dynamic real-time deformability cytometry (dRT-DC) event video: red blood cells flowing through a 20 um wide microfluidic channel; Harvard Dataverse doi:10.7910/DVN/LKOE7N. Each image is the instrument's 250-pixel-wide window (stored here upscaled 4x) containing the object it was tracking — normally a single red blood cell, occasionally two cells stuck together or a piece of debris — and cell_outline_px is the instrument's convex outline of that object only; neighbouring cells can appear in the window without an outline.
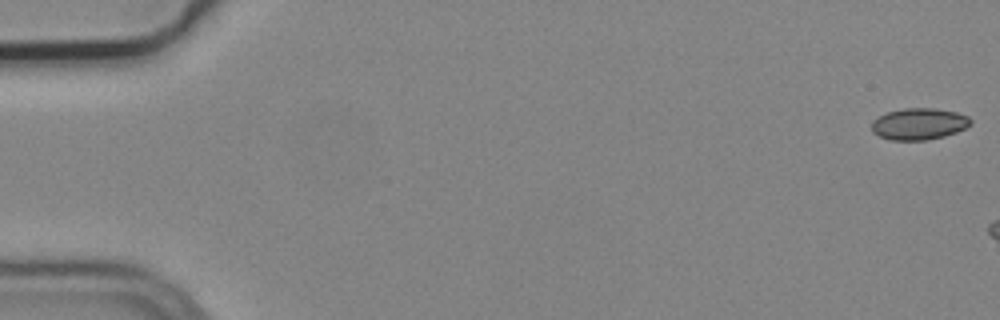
{"species": "common noctule bat (a hibernating species)", "species_latin": "Nyctalus noctula", "temperature_condition": "cold", "stored_images_in_passage": 4, "camera_frame_rate_fps": 3000, "um_per_image_px": 0.085, "animal": {"sex": "male", "body_mass_g": 19.2, "forearm_length_mm": 51.8}, "frame": {"image": 1, "passage_image": 1, "time_ms": 0.0, "image_size_px": [1000, 320], "cell_outline_px": [[972, 124], [956, 132], [944, 136], [924, 140], [888, 140], [872, 132], [872, 120], [888, 112], [904, 108], [936, 108], [956, 112], [968, 116], [972, 120]], "centroid_in_image_um": [78.12, 10.53], "position_along_channel_um": 6.9, "area_um2": 18.21}}